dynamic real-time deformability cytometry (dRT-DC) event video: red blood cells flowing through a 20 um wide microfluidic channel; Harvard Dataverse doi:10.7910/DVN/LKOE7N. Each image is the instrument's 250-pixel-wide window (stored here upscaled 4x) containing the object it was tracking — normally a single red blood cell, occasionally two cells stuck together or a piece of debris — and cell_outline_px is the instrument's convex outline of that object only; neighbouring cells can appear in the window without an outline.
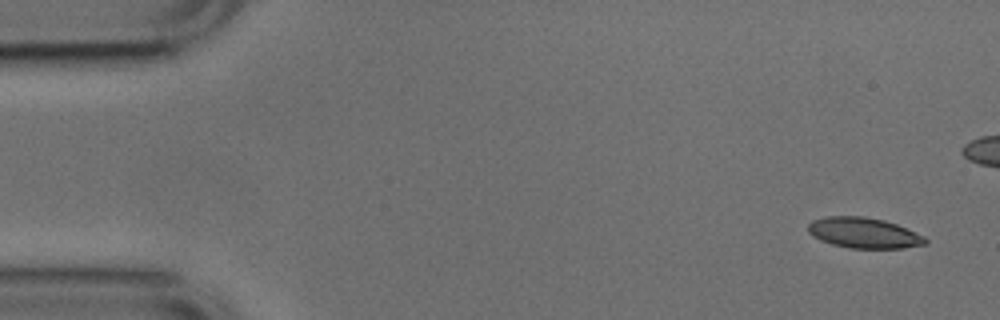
{"species": "common noctule bat (a hibernating species)", "species_latin": "Nyctalus noctula", "temperature_condition": "cold", "stored_images_in_passage": 6, "camera_frame_rate_fps": 3000, "um_per_image_px": 0.085, "animal": {"sex": "male", "body_mass_g": 17.9, "forearm_length_mm": 54.2}, "frame": {"image": 1, "passage_image": 1, "time_ms": 0.0, "image_size_px": [1000, 320], "cell_outline_px": [[928, 244], [904, 248], [848, 248], [832, 244], [820, 240], [812, 236], [808, 232], [808, 224], [812, 220], [828, 216], [864, 216], [884, 220], [896, 224], [924, 236], [928, 240]], "centroid_in_image_um": [73.42, 19.8], "position_along_channel_um": 11.6, "area_um2": 20.98}}